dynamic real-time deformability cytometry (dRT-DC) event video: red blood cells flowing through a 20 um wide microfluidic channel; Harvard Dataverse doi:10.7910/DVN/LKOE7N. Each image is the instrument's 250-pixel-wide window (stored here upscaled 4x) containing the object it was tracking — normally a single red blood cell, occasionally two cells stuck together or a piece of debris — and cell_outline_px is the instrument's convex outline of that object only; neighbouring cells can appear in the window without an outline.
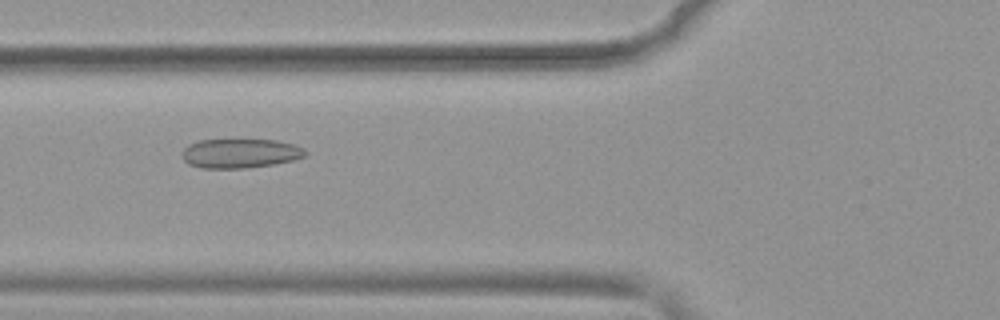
{"species": "common noctule bat (a hibernating species)", "species_latin": "Nyctalus noctula", "temperature_condition": "warm", "stored_images_in_passage": 52, "camera_frame_rate_fps": 3000, "um_per_image_px": 0.085, "animal": {"sex": "female", "body_mass_g": 19.9}, "frame": {"image": 1, "passage_image": 20, "time_ms": 6.333, "image_size_px": [1000, 320], "cell_outline_px": [[308, 156], [276, 164], [248, 168], [200, 168], [188, 164], [184, 160], [184, 148], [188, 144], [200, 140], [276, 140], [292, 144], [304, 148], [308, 152]], "centroid_in_image_um": [20.45, 13.04], "position_along_channel_um": 105.3, "area_um2": 21.1}}
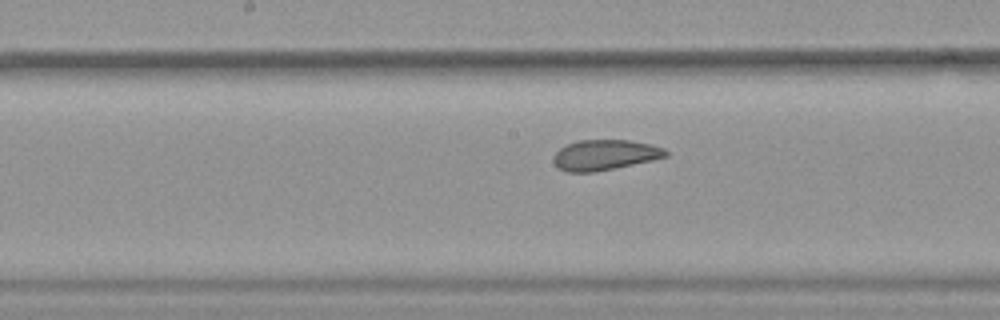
{"frame": {"image": 2, "passage_image": 27, "time_ms": 8.667, "image_size_px": [1000, 320], "cell_outline_px": [[668, 156], [652, 160], [616, 168], [596, 172], [568, 172], [560, 168], [552, 160], [552, 156], [560, 148], [568, 144], [580, 140], [628, 140], [652, 144], [664, 148], [668, 152]], "centroid_in_image_um": [51.42, 13.17], "position_along_channel_um": 196.8, "area_um2": 19.88}}
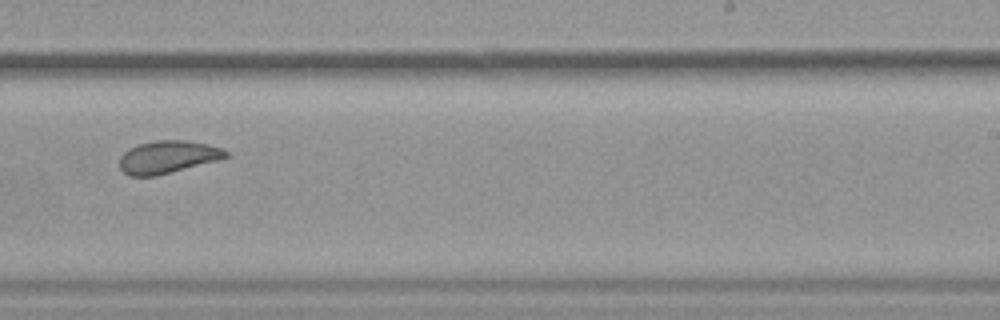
{"frame": {"image": 3, "passage_image": 33, "time_ms": 10.667, "image_size_px": [1000, 320], "cell_outline_px": [[228, 156], [220, 160], [156, 176], [128, 176], [120, 168], [120, 156], [128, 148], [140, 144], [156, 140], [184, 140], [208, 144], [220, 148], [228, 152]], "centroid_in_image_um": [14.25, 13.35], "position_along_channel_um": 274.7, "area_um2": 20.23}, "authors_computed_cell_mechanics": {"area_um2": 23.9292, "velocity_mm_per_s": 3.9192, "shape_relaxation_time_tau1_ms": null, "shape_relaxation_time_tau2_ms": 1.424, "deformation_change_tau1": null, "deformation_change_tau2": 0.0674}}